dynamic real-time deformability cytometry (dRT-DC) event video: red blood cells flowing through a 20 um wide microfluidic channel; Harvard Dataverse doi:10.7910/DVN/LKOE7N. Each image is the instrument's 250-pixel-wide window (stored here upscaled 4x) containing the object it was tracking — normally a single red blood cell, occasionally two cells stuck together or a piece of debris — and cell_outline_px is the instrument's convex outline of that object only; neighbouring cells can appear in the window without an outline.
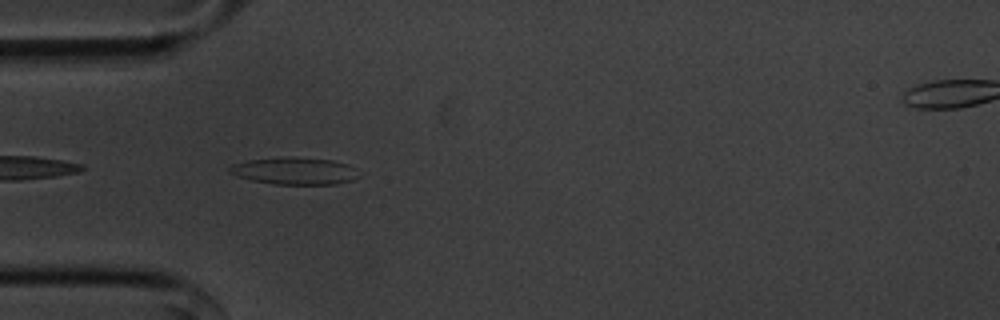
{"species": "common noctule bat (a hibernating species)", "species_latin": "Nyctalus noctula", "temperature_condition": "cold", "stored_images_in_passage": 40, "camera_frame_rate_fps": 3000, "um_per_image_px": 0.085, "animal": {"sex": "male", "body_mass_g": 20.1, "forearm_length_mm": 53.5}, "frame": {"image": 1, "passage_image": 2, "time_ms": 0.333, "image_size_px": [1000, 320], "cell_outline_px": [[360, 176], [352, 180], [336, 184], [276, 184], [252, 180], [236, 176], [228, 172], [228, 168], [232, 164], [248, 160], [288, 156], [332, 160], [348, 164], [356, 168]], "centroid_in_image_um": [25.05, 14.52], "position_along_channel_um": 60.0, "area_um2": 20.58}}
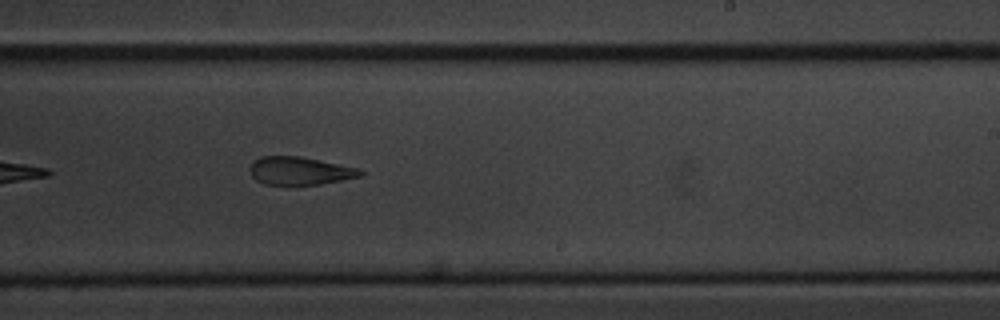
{"frame": {"image": 2, "passage_image": 19, "time_ms": 6.0, "image_size_px": [1000, 320], "cell_outline_px": [[364, 172], [360, 176], [320, 184], [264, 184], [256, 180], [252, 176], [248, 168], [260, 156], [300, 156], [356, 168]], "centroid_in_image_um": [25.43, 14.51], "position_along_channel_um": 263.6, "area_um2": 17.63}}
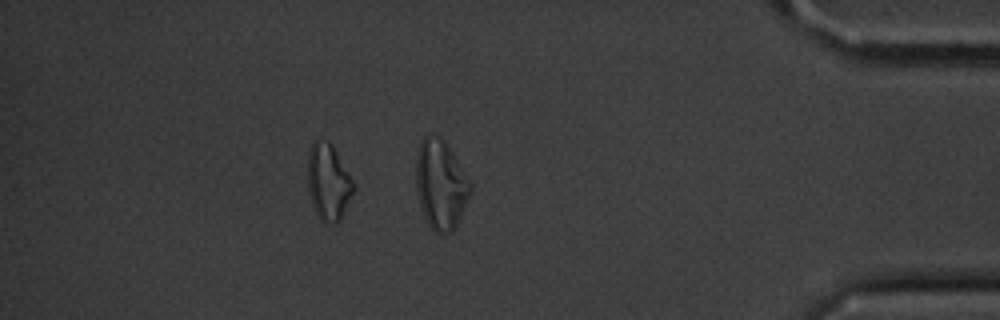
{"frame": {"image": 3, "passage_image": 33, "time_ms": 10.667, "image_size_px": [1000, 320], "cell_outline_px": [[356, 184], [340, 220], [336, 224], [324, 224], [320, 220], [312, 204], [308, 192], [308, 152], [312, 140], [320, 136], [332, 144]], "centroid_in_image_um": [27.89, 15.43], "position_along_channel_um": 407.3, "area_um2": 20.81}, "authors_computed_cell_mechanics": {"area_um2": 19.4497, "velocity_mm_per_s": 3.6241, "shape_relaxation_time_tau1_ms": 7.3727, "shape_relaxation_time_tau2_ms": 2.7793, "deformation_change_tau1": 0.1854, "deformation_change_tau2": 0.1166}}